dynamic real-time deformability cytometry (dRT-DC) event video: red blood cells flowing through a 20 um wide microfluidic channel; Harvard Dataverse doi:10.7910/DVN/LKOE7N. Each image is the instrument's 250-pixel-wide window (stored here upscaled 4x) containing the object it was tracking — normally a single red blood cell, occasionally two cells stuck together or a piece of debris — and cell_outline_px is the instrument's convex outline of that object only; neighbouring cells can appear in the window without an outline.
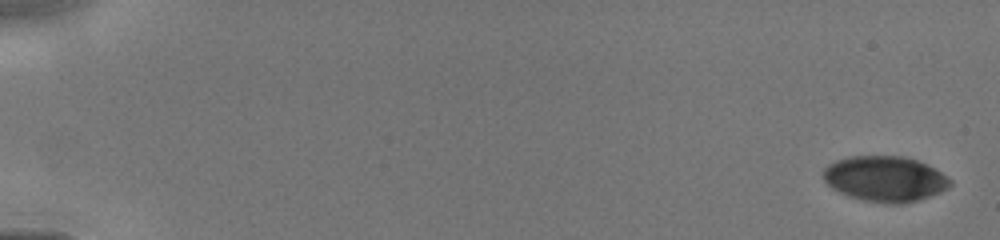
{"species": "human", "species_latin": "Homo sapiens", "temperature_condition": "cold", "stored_images_in_passage": 31, "camera_frame_rate_fps": 3000, "um_per_image_px": 0.085, "donor": {"sex": "male"}, "frame": {"image": 1, "passage_image": 1, "time_ms": 0.0, "image_size_px": [1000, 240], "cell_outline_px": [[952, 184], [948, 188], [940, 192], [904, 204], [884, 204], [864, 200], [848, 196], [832, 188], [824, 180], [824, 168], [828, 164], [836, 160], [848, 156], [900, 156], [916, 160], [940, 172], [952, 180]], "centroid_in_image_um": [75.2, 15.21], "position_along_channel_um": 9.8, "area_um2": 33.47}}
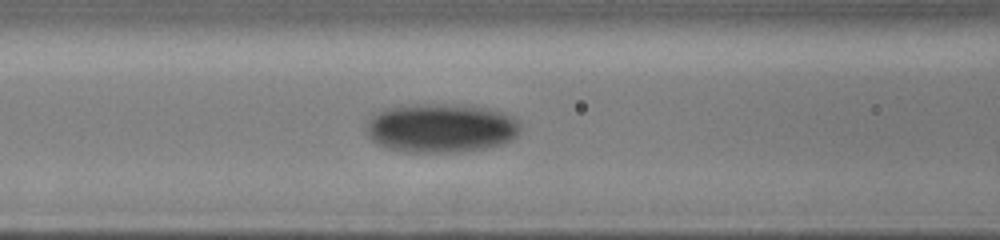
{"frame": {"image": 2, "passage_image": 16, "time_ms": 6.667, "image_size_px": [1000, 240], "cell_outline_px": [[520, 132], [512, 140], [500, 144], [484, 148], [456, 152], [404, 152], [384, 148], [376, 144], [368, 136], [368, 124], [372, 116], [380, 112], [392, 108], [416, 104], [468, 104], [488, 108], [500, 112], [516, 120], [520, 124]], "centroid_in_image_um": [37.5, 10.89], "position_along_channel_um": 129.1, "area_um2": 43.87}}
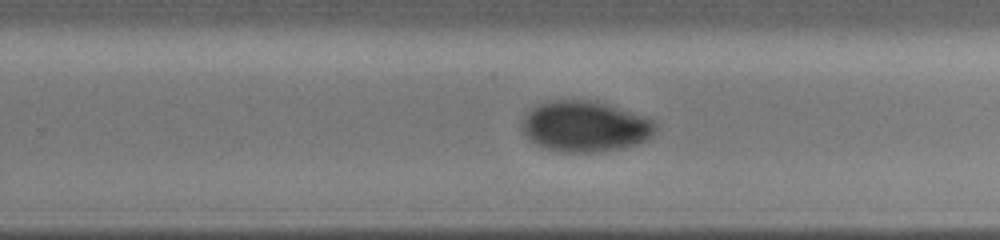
{"frame": {"image": 3, "passage_image": 31, "time_ms": 10.0, "image_size_px": [1000, 240], "cell_outline_px": [[656, 132], [648, 140], [624, 148], [604, 152], [560, 152], [544, 148], [536, 144], [520, 128], [520, 120], [536, 104], [552, 100], [596, 100], [656, 120]], "centroid_in_image_um": [49.75, 10.75], "position_along_channel_um": 280.1, "area_um2": 40.11}}